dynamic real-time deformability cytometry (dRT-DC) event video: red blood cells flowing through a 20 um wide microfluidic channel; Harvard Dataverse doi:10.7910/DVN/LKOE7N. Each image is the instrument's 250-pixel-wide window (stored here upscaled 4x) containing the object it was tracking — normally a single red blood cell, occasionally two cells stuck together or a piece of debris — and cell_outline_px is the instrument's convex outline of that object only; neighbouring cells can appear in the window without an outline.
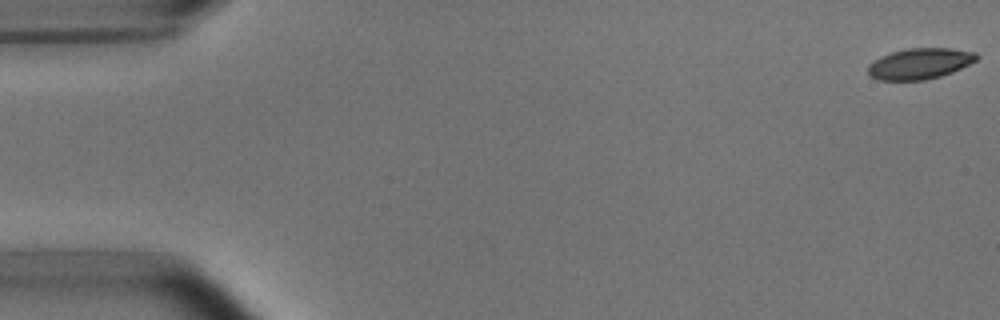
{"species": "common noctule bat (a hibernating species)", "species_latin": "Nyctalus noctula", "temperature_condition": "room temperature", "stored_images_in_passage": 6, "camera_frame_rate_fps": 3000, "um_per_image_px": 0.085, "animal": {"sex": "male", "body_mass_g": 15.6}, "frame": {"image": 1, "passage_image": 1, "time_ms": 0.0, "image_size_px": [1000, 320], "cell_outline_px": [[980, 56], [976, 60], [952, 72], [940, 76], [924, 80], [876, 80], [868, 72], [868, 64], [880, 56], [892, 52], [908, 48], [952, 48], [976, 52]], "centroid_in_image_um": [78.18, 5.4], "position_along_channel_um": 6.8, "area_um2": 19.54}}